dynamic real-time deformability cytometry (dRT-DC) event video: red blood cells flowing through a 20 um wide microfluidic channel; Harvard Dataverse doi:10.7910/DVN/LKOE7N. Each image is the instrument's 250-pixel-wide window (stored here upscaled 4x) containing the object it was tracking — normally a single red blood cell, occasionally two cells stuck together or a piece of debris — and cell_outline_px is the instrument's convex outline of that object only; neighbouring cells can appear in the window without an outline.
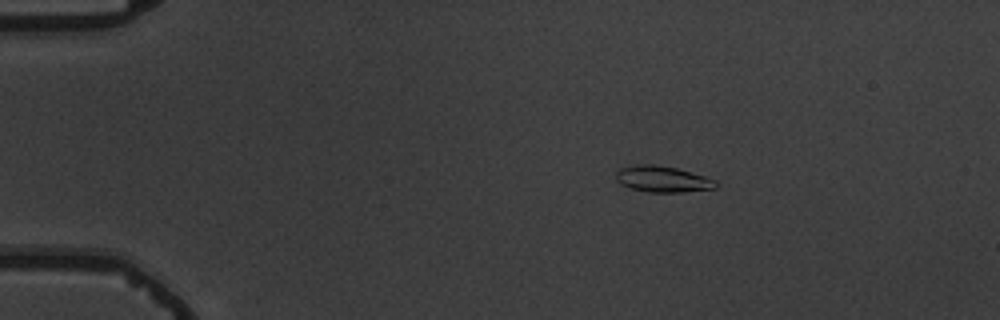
{"species": "common noctule bat (a hibernating species)", "species_latin": "Nyctalus noctula", "temperature_condition": "warm", "stored_images_in_passage": 5, "camera_frame_rate_fps": 3000, "um_per_image_px": 0.085, "animal": {"sex": "male", "body_mass_g": 19.5, "forearm_length_mm": 54.6}, "frame": {"image": 1, "passage_image": 2, "time_ms": 1.0, "image_size_px": [1000, 320], "cell_outline_px": [[716, 188], [684, 192], [648, 192], [632, 188], [620, 184], [616, 180], [616, 172], [620, 168], [636, 164], [656, 164], [676, 168], [708, 176], [716, 180]], "centroid_in_image_um": [56.33, 15.21], "position_along_channel_um": 28.7, "area_um2": 15.37}}